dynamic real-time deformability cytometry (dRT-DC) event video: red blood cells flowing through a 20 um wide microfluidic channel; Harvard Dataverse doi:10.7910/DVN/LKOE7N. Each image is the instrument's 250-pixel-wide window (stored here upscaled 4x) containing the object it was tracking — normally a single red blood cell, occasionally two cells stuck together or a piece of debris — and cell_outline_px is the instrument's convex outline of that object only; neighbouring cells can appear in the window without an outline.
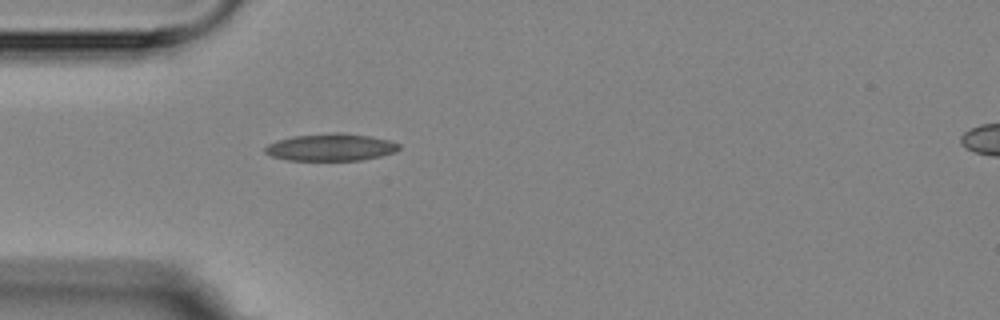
{"species": "Egyptian fruit bat (a non-hibernating species)", "species_latin": "Rousettus aegyptiacus", "temperature_condition": "room temperature", "stored_images_in_passage": 5, "camera_frame_rate_fps": 3000, "um_per_image_px": 0.085, "animal": {"sex": "female"}, "frame": {"image": 1, "passage_image": 5, "time_ms": 4.667, "image_size_px": [1000, 320], "cell_outline_px": [[400, 148], [396, 152], [380, 156], [360, 160], [288, 160], [272, 156], [264, 152], [264, 148], [268, 144], [276, 140], [292, 136], [332, 132], [340, 132], [372, 136], [388, 140], [400, 144]], "centroid_in_image_um": [28.12, 12.5], "position_along_channel_um": 56.9, "area_um2": 21.39}}